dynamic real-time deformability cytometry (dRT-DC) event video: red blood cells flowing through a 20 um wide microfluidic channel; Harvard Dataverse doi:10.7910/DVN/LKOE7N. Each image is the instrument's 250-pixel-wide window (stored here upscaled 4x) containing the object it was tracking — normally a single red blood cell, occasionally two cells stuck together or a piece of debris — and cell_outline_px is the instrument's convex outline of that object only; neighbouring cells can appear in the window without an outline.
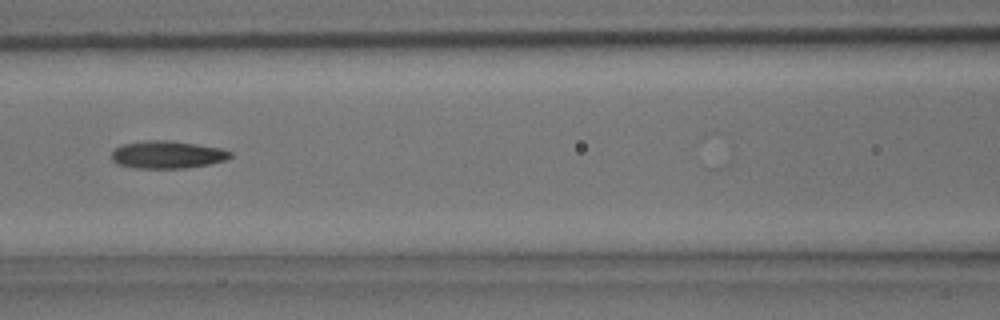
{"species": "common noctule bat (a hibernating species)", "species_latin": "Nyctalus noctula", "temperature_condition": "room temperature", "stored_images_in_passage": 21, "camera_frame_rate_fps": 3000, "um_per_image_px": 0.085, "animal": {"sex": "male", "body_mass_g": 15.6}, "frame": {"image": 1, "passage_image": 4, "time_ms": 1.0, "image_size_px": [1000, 320], "cell_outline_px": [[232, 156], [224, 160], [208, 164], [184, 168], [136, 168], [116, 164], [112, 160], [112, 152], [116, 148], [124, 144], [148, 140], [172, 140], [220, 148], [232, 152]], "centroid_in_image_um": [14.21, 13.14], "position_along_channel_um": 152.4, "area_um2": 18.96}}